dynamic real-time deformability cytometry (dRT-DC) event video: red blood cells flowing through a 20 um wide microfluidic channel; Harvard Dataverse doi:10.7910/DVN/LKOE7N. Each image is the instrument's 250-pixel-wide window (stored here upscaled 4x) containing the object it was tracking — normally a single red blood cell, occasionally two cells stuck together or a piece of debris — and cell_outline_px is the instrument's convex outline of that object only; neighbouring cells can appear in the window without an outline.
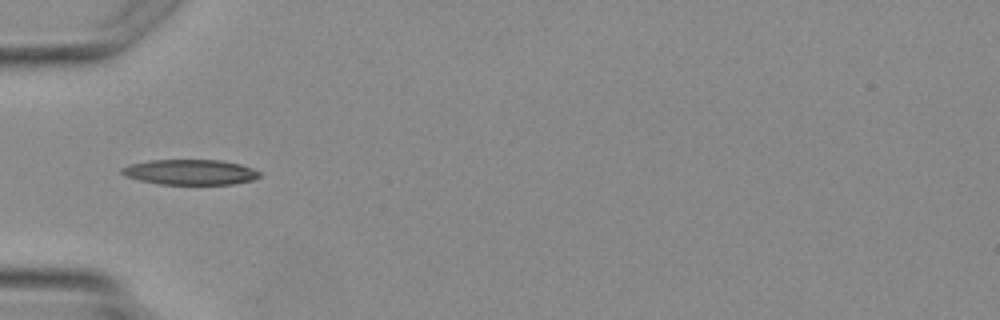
{"species": "Egyptian fruit bat (a non-hibernating species)", "species_latin": "Rousettus aegyptiacus", "temperature_condition": "warm", "stored_images_in_passage": 5, "camera_frame_rate_fps": 3000, "um_per_image_px": 0.085, "animal": {"sex": "female"}, "frame": {"image": 1, "passage_image": 4, "time_ms": 4.667, "image_size_px": [1000, 320], "cell_outline_px": [[260, 176], [252, 180], [232, 184], [160, 184], [140, 180], [124, 176], [120, 172], [120, 168], [128, 164], [148, 160], [220, 160], [240, 164], [252, 168], [260, 172]], "centroid_in_image_um": [16.12, 14.62], "position_along_channel_um": 68.9, "area_um2": 20.35}}
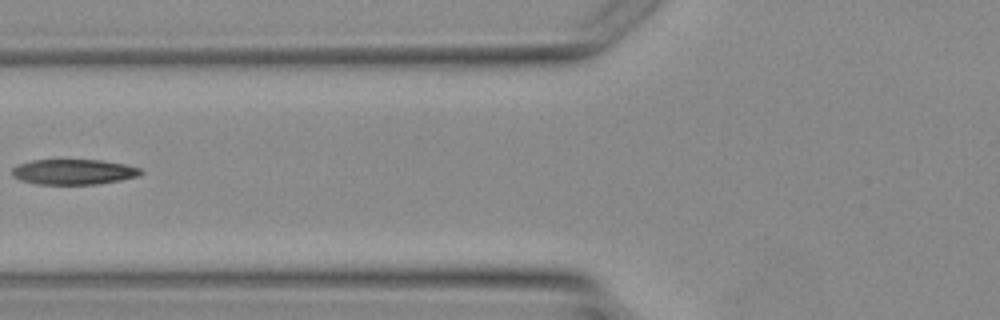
{"frame": {"image": 2, "passage_image": 5, "time_ms": 5.667, "image_size_px": [1000, 320], "cell_outline_px": [[144, 172], [140, 176], [120, 180], [96, 184], [36, 184], [20, 180], [12, 176], [12, 168], [16, 164], [32, 160], [104, 160], [124, 164], [140, 168]], "centroid_in_image_um": [6.25, 14.6], "position_along_channel_um": 119.6, "area_um2": 19.13}}